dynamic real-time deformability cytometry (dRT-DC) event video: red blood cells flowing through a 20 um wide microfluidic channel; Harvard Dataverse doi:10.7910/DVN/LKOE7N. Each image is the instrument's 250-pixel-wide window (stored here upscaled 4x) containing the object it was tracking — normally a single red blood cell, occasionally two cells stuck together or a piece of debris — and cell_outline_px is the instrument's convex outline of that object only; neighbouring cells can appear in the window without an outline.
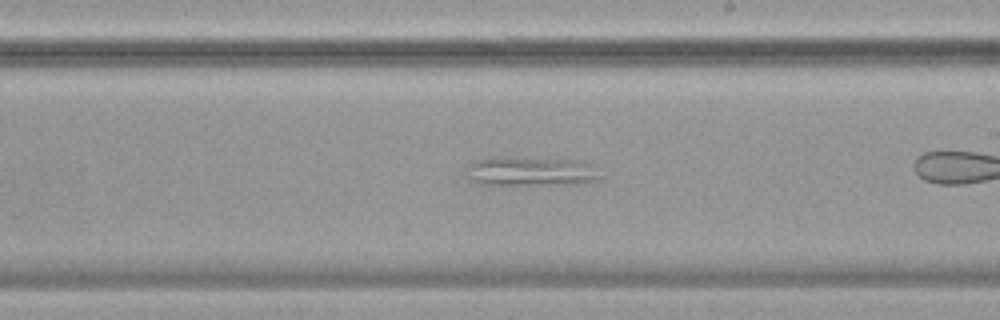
{"species": "common noctule bat (a hibernating species)", "species_latin": "Nyctalus noctula", "temperature_condition": "cold", "stored_images_in_passage": 52, "camera_frame_rate_fps": 3000, "um_per_image_px": 0.085, "animal": {"sex": "female", "body_mass_g": 19.9}, "frame": {"image": 1, "passage_image": 27, "time_ms": 8.667, "image_size_px": [1000, 320], "cell_outline_px": [[604, 176], [596, 180], [576, 184], [476, 184], [468, 176], [468, 164], [476, 160], [496, 156], [584, 160], [592, 164]], "centroid_in_image_um": [45.18, 14.54], "position_along_channel_um": 243.8, "area_um2": 23.18}}
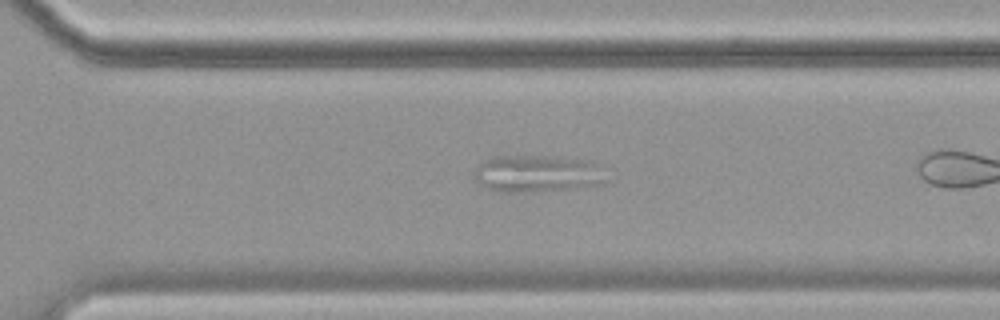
{"frame": {"image": 2, "passage_image": 34, "time_ms": 11.0, "image_size_px": [1000, 320], "cell_outline_px": [[608, 180], [604, 184], [572, 188], [524, 192], [508, 192], [488, 188], [480, 184], [472, 176], [472, 172], [484, 160], [492, 156], [560, 156], [592, 160], [596, 164]], "centroid_in_image_um": [45.67, 14.74], "position_along_channel_um": 324.9, "area_um2": 28.67}}
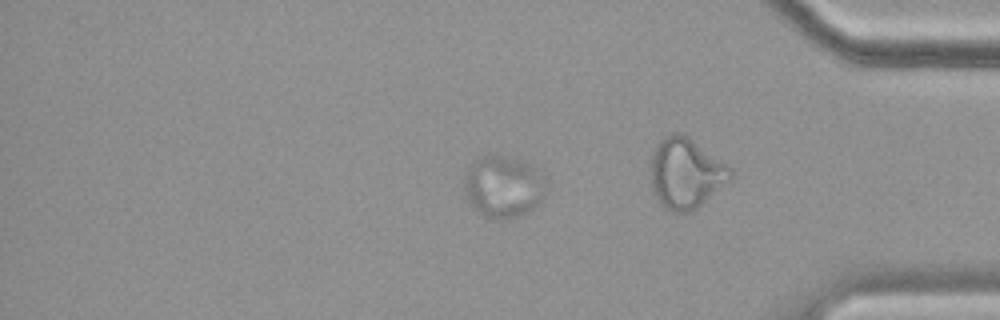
{"frame": {"image": 3, "passage_image": 42, "time_ms": 13.667, "image_size_px": [1000, 320], "cell_outline_px": [[544, 196], [540, 204], [528, 212], [508, 220], [492, 220], [484, 216], [472, 208], [468, 200], [460, 180], [464, 168], [476, 160], [492, 152], [532, 164], [544, 176]], "centroid_in_image_um": [42.71, 15.86], "position_along_channel_um": 392.5, "area_um2": 30.63}}